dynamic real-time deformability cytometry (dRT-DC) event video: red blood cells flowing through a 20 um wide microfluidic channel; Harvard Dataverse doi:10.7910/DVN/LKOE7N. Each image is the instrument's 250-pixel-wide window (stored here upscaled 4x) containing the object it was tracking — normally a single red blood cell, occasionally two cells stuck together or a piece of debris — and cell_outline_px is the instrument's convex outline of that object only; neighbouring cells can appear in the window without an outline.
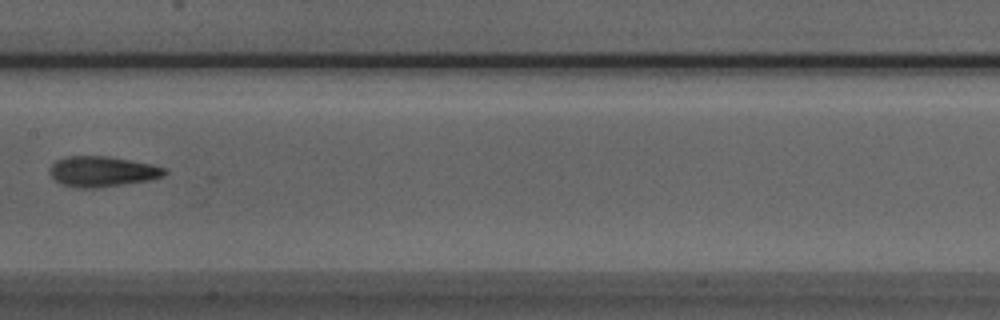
{"species": "Egyptian fruit bat (a non-hibernating species)", "species_latin": "Rousettus aegyptiacus", "temperature_condition": "room temperature", "stored_images_in_passage": 7, "camera_frame_rate_fps": 3000, "um_per_image_px": 0.085, "animal": {"sex": "male"}, "frame": {"image": 1, "passage_image": 7, "time_ms": 2.0, "image_size_px": [1000, 320], "cell_outline_px": [[168, 172], [164, 176], [148, 180], [100, 188], [76, 188], [60, 184], [48, 172], [52, 164], [56, 160], [68, 156], [108, 156], [152, 164], [168, 168]], "centroid_in_image_um": [8.7, 14.58], "position_along_channel_um": 198.7, "area_um2": 20.58}}